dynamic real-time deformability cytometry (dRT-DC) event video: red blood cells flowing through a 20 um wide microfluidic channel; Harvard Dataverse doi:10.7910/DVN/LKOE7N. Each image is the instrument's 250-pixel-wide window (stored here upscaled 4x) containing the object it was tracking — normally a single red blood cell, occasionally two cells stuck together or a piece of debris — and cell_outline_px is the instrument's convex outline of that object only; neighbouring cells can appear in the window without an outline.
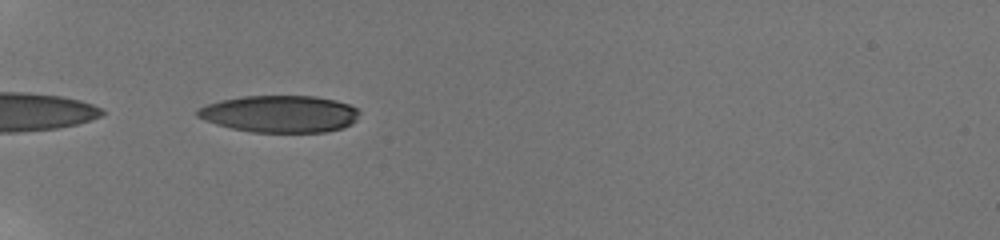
{"species": "human", "species_latin": "Homo sapiens", "temperature_condition": "room temperature", "stored_images_in_passage": 6, "camera_frame_rate_fps": 3000, "um_per_image_px": 0.085, "donor": {"sex": "male"}, "frame": {"image": 1, "passage_image": 5, "time_ms": 2.333, "image_size_px": [1000, 240], "cell_outline_px": [[360, 112], [356, 120], [352, 124], [344, 128], [324, 132], [252, 132], [232, 128], [216, 124], [204, 120], [196, 116], [196, 108], [220, 100], [244, 96], [316, 96], [336, 100], [348, 104], [356, 108]], "centroid_in_image_um": [23.79, 9.68], "position_along_channel_um": 61.2, "area_um2": 35.08}}